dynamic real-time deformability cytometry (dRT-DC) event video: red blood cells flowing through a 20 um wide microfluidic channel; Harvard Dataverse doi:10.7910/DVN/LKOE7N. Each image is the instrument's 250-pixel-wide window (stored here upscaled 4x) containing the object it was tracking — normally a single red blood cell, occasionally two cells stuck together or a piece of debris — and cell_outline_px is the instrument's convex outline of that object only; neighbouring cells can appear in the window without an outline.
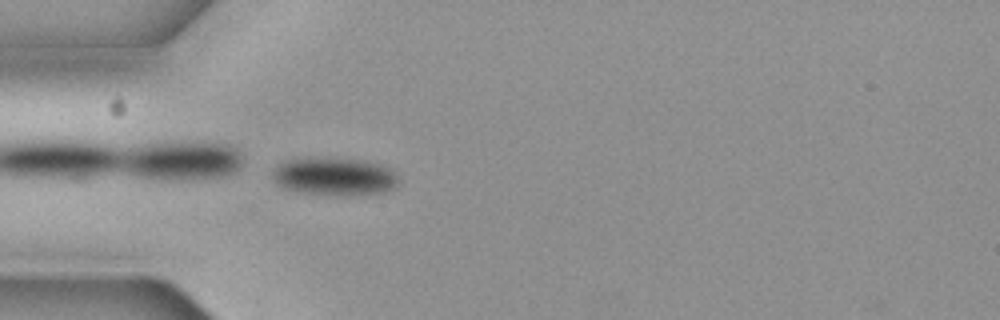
{"species": "common noctule bat (a hibernating species)", "species_latin": "Nyctalus noctula", "temperature_condition": "cold", "stored_images_in_passage": 5, "camera_frame_rate_fps": 3000, "um_per_image_px": 0.085, "animal": {"sex": "female", "body_mass_g": 19.3, "forearm_length_mm": 54.1}, "frame": {"image": 1, "passage_image": 5, "time_ms": 1.333, "image_size_px": [1000, 320], "cell_outline_px": [[400, 180], [396, 188], [388, 192], [308, 192], [284, 188], [276, 184], [272, 176], [272, 172], [284, 160], [364, 160], [380, 164], [392, 168], [400, 176]], "centroid_in_image_um": [28.53, 14.98], "position_along_channel_um": 56.5, "area_um2": 26.24}}